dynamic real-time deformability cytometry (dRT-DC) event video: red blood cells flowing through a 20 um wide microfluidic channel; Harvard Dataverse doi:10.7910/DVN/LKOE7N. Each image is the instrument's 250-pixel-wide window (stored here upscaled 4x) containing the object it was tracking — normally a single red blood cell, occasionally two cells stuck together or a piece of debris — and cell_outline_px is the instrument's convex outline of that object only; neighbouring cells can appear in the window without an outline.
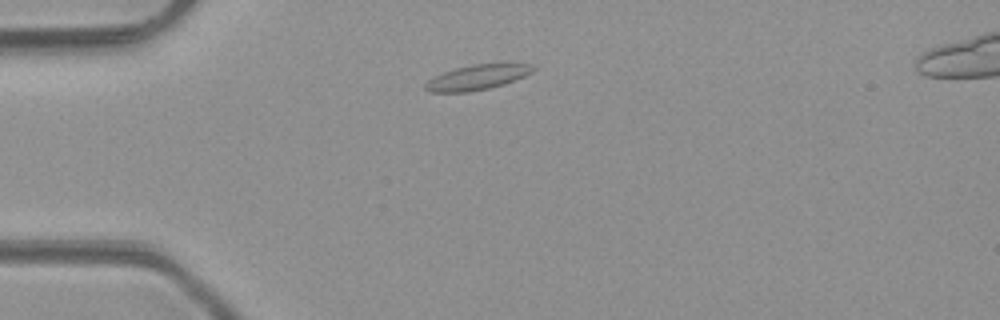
{"species": "common noctule bat (a hibernating species)", "species_latin": "Nyctalus noctula", "temperature_condition": "room temperature", "stored_images_in_passage": 3, "camera_frame_rate_fps": 3000, "um_per_image_px": 0.085, "animal": {"sex": "male", "body_mass_g": 23.1, "forearm_length_mm": 52.7}, "frame": {"image": 1, "passage_image": 1, "time_ms": 0.0, "image_size_px": [1000, 320], "cell_outline_px": [[536, 68], [532, 72], [524, 76], [504, 84], [488, 88], [468, 92], [428, 92], [424, 88], [424, 84], [428, 80], [444, 72], [456, 68], [472, 64], [532, 64]], "centroid_in_image_um": [40.54, 6.58], "position_along_channel_um": 44.5, "area_um2": 15.49}}
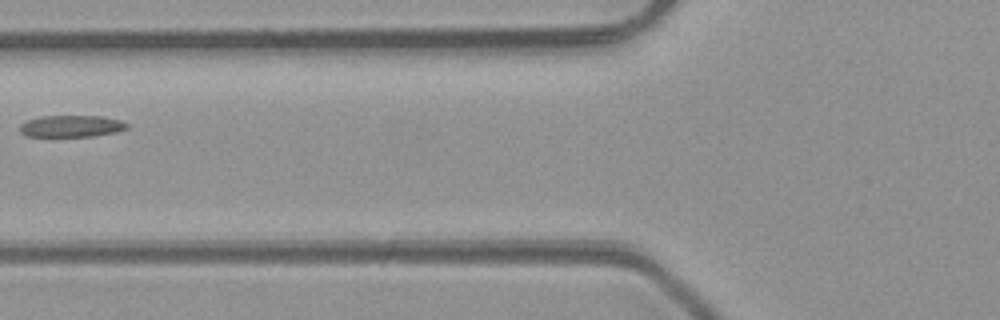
{"frame": {"image": 2, "passage_image": 3, "time_ms": 2.333, "image_size_px": [1000, 320], "cell_outline_px": [[128, 128], [116, 132], [96, 136], [24, 136], [20, 132], [20, 124], [28, 120], [40, 116], [104, 116], [120, 120], [128, 124]], "centroid_in_image_um": [6.07, 10.72], "position_along_channel_um": 119.7, "area_um2": 13.64}}